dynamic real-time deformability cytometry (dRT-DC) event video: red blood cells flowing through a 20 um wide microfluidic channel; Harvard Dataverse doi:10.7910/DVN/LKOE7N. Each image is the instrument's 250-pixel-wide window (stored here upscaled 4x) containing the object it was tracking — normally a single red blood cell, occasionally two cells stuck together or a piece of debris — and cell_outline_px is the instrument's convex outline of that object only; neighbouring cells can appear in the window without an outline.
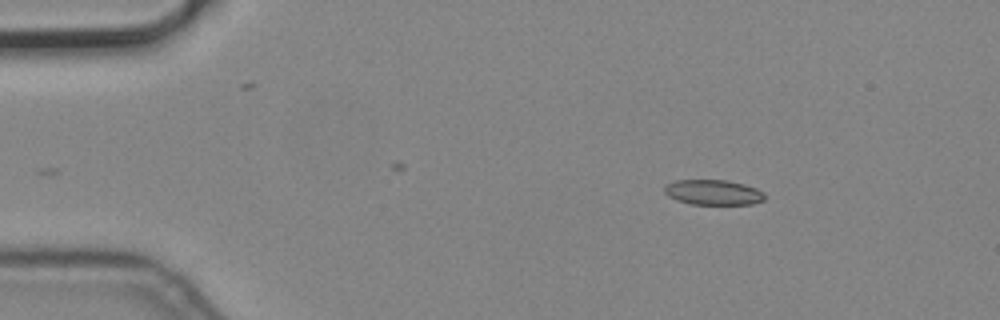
{"species": "common noctule bat (a hibernating species)", "species_latin": "Nyctalus noctula", "temperature_condition": "cold", "stored_images_in_passage": 2, "camera_frame_rate_fps": 3000, "um_per_image_px": 0.085, "animal": {"sex": "male", "body_mass_g": 19.2, "forearm_length_mm": 51.8}, "frame": {"image": 1, "passage_image": 2, "time_ms": 0.333, "image_size_px": [1000, 320], "cell_outline_px": [[764, 200], [752, 204], [692, 204], [676, 200], [668, 196], [664, 192], [664, 184], [676, 180], [728, 180], [744, 184], [756, 188], [764, 192]], "centroid_in_image_um": [60.6, 16.34], "position_along_channel_um": 24.4, "area_um2": 14.8}}